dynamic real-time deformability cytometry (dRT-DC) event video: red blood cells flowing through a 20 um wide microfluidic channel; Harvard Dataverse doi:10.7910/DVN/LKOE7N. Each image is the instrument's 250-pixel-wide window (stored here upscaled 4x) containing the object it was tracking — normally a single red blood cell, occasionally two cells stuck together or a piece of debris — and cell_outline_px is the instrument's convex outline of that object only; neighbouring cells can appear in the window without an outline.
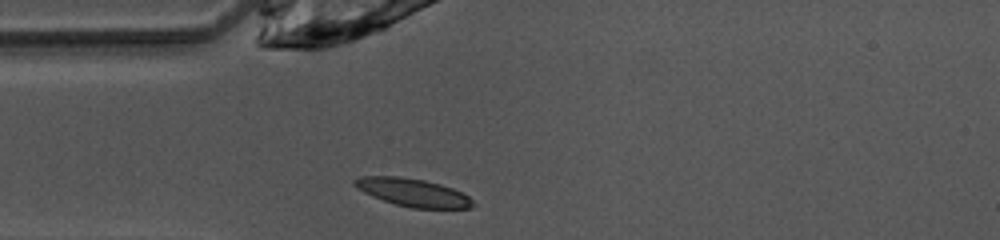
{"species": "common noctule bat (a hibernating species)", "species_latin": "Nyctalus noctula", "temperature_condition": "warm", "stored_images_in_passage": 37, "camera_frame_rate_fps": 3000, "um_per_image_px": 0.085, "animal": {"sex": "female", "body_mass_g": 10.0, "forearm_length_mm": 53.1}, "frame": {"image": 1, "passage_image": 1, "time_ms": 0.0, "image_size_px": [1000, 240], "cell_outline_px": [[476, 204], [472, 208], [412, 208], [396, 204], [372, 196], [356, 188], [352, 184], [352, 180], [360, 176], [396, 176], [424, 180], [440, 184], [452, 188], [468, 196]], "centroid_in_image_um": [35.07, 16.35], "position_along_channel_um": 49.9, "area_um2": 19.19}}
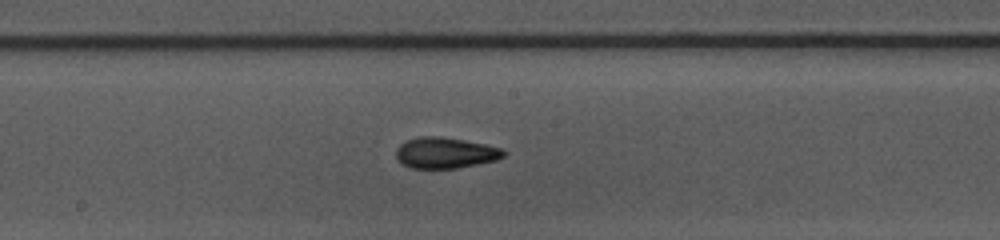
{"frame": {"image": 2, "passage_image": 13, "time_ms": 4.0, "image_size_px": [1000, 240], "cell_outline_px": [[508, 152], [504, 156], [496, 160], [456, 168], [412, 168], [400, 164], [396, 160], [396, 148], [404, 140], [420, 136], [440, 136], [464, 140], [484, 144], [500, 148]], "centroid_in_image_um": [37.79, 12.98], "position_along_channel_um": 210.4, "area_um2": 19.54}}
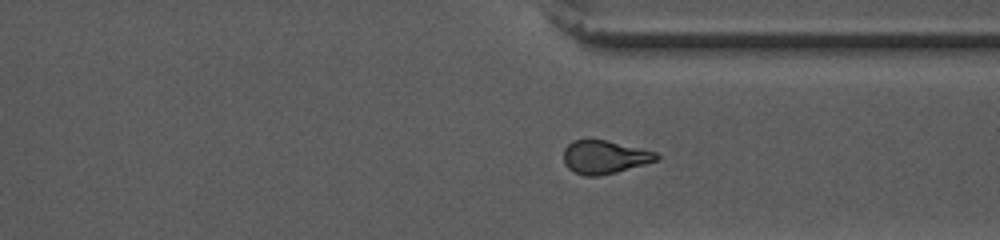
{"frame": {"image": 3, "passage_image": 24, "time_ms": 7.667, "image_size_px": [1000, 240], "cell_outline_px": [[660, 160], [616, 172], [600, 176], [584, 176], [568, 168], [564, 164], [564, 148], [572, 140], [604, 140], [640, 148], [656, 152], [660, 156]], "centroid_in_image_um": [51.4, 13.36], "position_along_channel_um": 360.0, "area_um2": 17.98}, "authors_computed_cell_mechanics": {"area_um2": 18.6116, "velocity_mm_per_s": 4.0977, "shape_relaxation_time_tau1_ms": 5.2122, "shape_relaxation_time_tau2_ms": 2.1749, "deformation_change_tau1": 0.1866, "deformation_change_tau2": 0.0928}}